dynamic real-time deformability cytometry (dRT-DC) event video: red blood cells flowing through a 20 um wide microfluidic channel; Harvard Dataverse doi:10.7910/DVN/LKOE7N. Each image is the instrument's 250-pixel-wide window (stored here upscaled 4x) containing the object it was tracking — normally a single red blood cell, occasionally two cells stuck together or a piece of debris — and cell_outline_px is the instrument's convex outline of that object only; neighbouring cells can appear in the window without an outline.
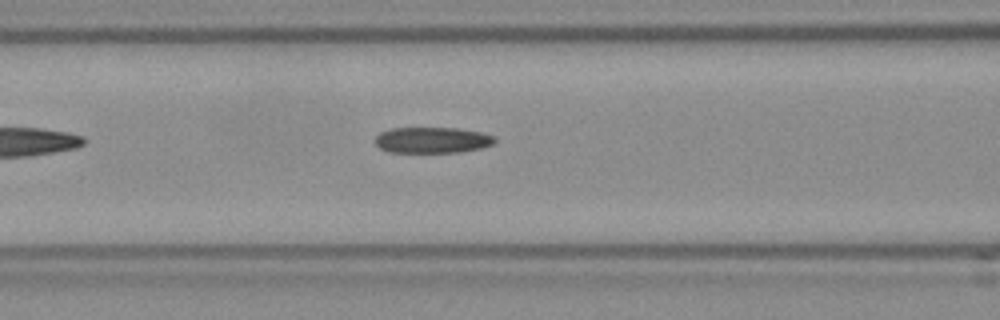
{"species": "Egyptian fruit bat (a non-hibernating species)", "species_latin": "Rousettus aegyptiacus", "temperature_condition": "room temperature", "stored_images_in_passage": 30, "camera_frame_rate_fps": 3000, "um_per_image_px": 0.085, "frame": {"image": 1, "passage_image": 5, "time_ms": 1.333, "image_size_px": [1000, 320], "cell_outline_px": [[496, 140], [492, 144], [480, 148], [460, 152], [388, 152], [380, 148], [376, 144], [376, 136], [380, 132], [392, 128], [456, 128], [480, 132], [492, 136]], "centroid_in_image_um": [36.71, 11.91], "position_along_channel_um": 129.9, "area_um2": 17.92}}